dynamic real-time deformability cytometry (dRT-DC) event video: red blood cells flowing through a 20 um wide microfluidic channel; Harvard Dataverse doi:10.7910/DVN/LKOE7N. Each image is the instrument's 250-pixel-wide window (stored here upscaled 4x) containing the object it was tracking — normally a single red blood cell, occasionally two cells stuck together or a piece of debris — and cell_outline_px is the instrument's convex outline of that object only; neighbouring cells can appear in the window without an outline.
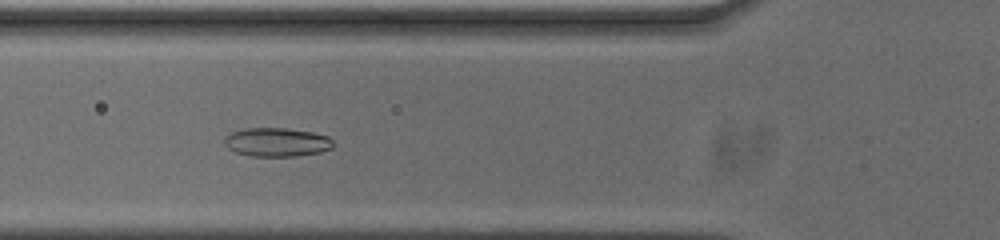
{"species": "common noctule bat (a hibernating species)", "species_latin": "Nyctalus noctula", "temperature_condition": "cold", "stored_images_in_passage": 38, "camera_frame_rate_fps": 3000, "um_per_image_px": 0.085, "animal": {"sex": "male", "body_mass_g": 20.0, "forearm_length_mm": 53.3}, "frame": {"image": 1, "passage_image": 3, "time_ms": 0.667, "image_size_px": [1000, 240], "cell_outline_px": [[332, 148], [320, 152], [296, 156], [252, 156], [236, 152], [228, 148], [224, 144], [224, 136], [232, 132], [244, 128], [288, 128], [312, 132], [328, 136], [332, 140]], "centroid_in_image_um": [23.51, 12.08], "position_along_channel_um": 102.3, "area_um2": 18.26}}
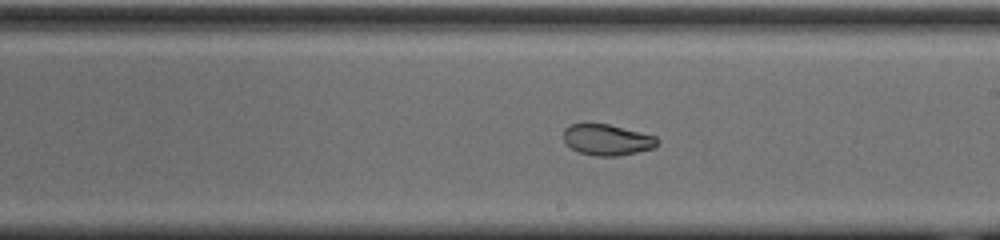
{"frame": {"image": 2, "passage_image": 14, "time_ms": 4.333, "image_size_px": [1000, 240], "cell_outline_px": [[660, 140], [656, 148], [616, 156], [596, 156], [580, 152], [572, 148], [564, 140], [564, 128], [572, 124], [608, 124], [656, 136]], "centroid_in_image_um": [51.65, 11.88], "position_along_channel_um": 237.4, "area_um2": 16.82}}
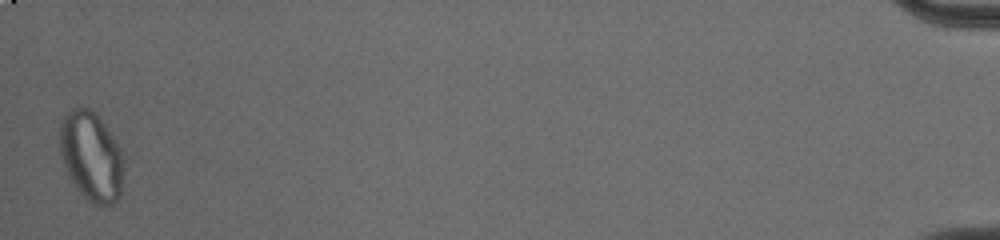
{"frame": {"image": 3, "passage_image": 38, "time_ms": 12.333, "image_size_px": [1000, 240], "cell_outline_px": [[124, 168], [120, 200], [112, 204], [100, 208], [88, 200], [80, 192], [68, 176], [60, 152], [60, 124], [68, 108], [76, 104], [88, 108], [96, 112], [100, 116], [120, 148], [124, 156]], "centroid_in_image_um": [7.78, 13.27], "position_along_channel_um": 427.4, "area_um2": 34.16}}